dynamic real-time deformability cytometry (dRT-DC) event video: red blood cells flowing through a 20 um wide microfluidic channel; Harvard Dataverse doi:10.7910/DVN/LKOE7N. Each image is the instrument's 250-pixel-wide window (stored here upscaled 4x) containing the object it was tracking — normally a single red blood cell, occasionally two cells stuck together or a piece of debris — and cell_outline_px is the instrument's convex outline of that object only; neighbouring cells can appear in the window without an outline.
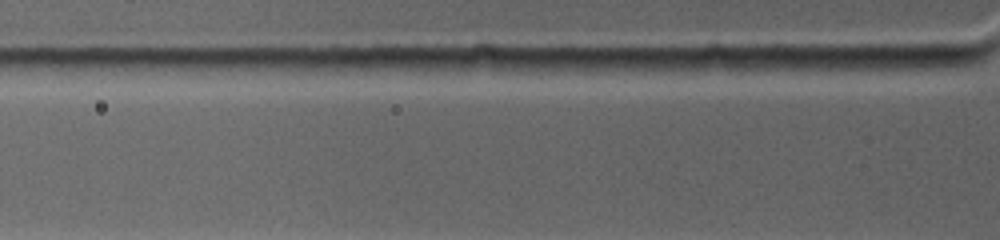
{"species": "common noctule bat (a hibernating species)", "species_latin": "Nyctalus noctula", "temperature_condition": "warm", "stored_images_in_passage": 5, "camera_frame_rate_fps": 4500, "um_per_image_px": 0.085, "animal": {"sex": "female", "body_mass_g": 19.0, "forearm_length_mm": 53.3}, "frame": {"image": 1, "passage_image": 5, "time_ms": 2.667, "image_size_px": [1000, 240], "cell_outline_px": [[984, 60], [968, 64], [924, 72], [884, 76], [836, 68], [844, 56], [984, 56]], "centroid_in_image_um": [76.76, 5.43], "position_along_channel_um": 49.0, "area_um2": 14.91}}